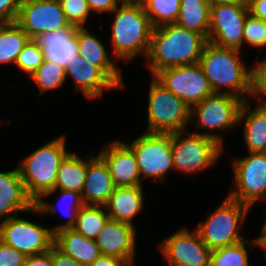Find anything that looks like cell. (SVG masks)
Here are the masks:
<instances>
[{"mask_svg":"<svg viewBox=\"0 0 266 266\" xmlns=\"http://www.w3.org/2000/svg\"><path fill=\"white\" fill-rule=\"evenodd\" d=\"M142 5L152 26L155 28L176 22L181 0H143Z\"/></svg>","mask_w":266,"mask_h":266,"instance_id":"obj_32","label":"cell"},{"mask_svg":"<svg viewBox=\"0 0 266 266\" xmlns=\"http://www.w3.org/2000/svg\"><path fill=\"white\" fill-rule=\"evenodd\" d=\"M111 13L116 14L112 25L116 60L129 61L139 54L146 57L154 27L142 3H121Z\"/></svg>","mask_w":266,"mask_h":266,"instance_id":"obj_3","label":"cell"},{"mask_svg":"<svg viewBox=\"0 0 266 266\" xmlns=\"http://www.w3.org/2000/svg\"><path fill=\"white\" fill-rule=\"evenodd\" d=\"M252 97H256L257 106L266 108V58L253 67ZM262 94V95H261ZM263 96V97H262ZM265 96V97H264Z\"/></svg>","mask_w":266,"mask_h":266,"instance_id":"obj_37","label":"cell"},{"mask_svg":"<svg viewBox=\"0 0 266 266\" xmlns=\"http://www.w3.org/2000/svg\"><path fill=\"white\" fill-rule=\"evenodd\" d=\"M127 145L135 154L141 181L155 177L164 182L168 170L174 169L172 133L145 132Z\"/></svg>","mask_w":266,"mask_h":266,"instance_id":"obj_9","label":"cell"},{"mask_svg":"<svg viewBox=\"0 0 266 266\" xmlns=\"http://www.w3.org/2000/svg\"><path fill=\"white\" fill-rule=\"evenodd\" d=\"M109 145L103 147L98 155L107 164L115 187L142 186L133 150L119 140Z\"/></svg>","mask_w":266,"mask_h":266,"instance_id":"obj_16","label":"cell"},{"mask_svg":"<svg viewBox=\"0 0 266 266\" xmlns=\"http://www.w3.org/2000/svg\"><path fill=\"white\" fill-rule=\"evenodd\" d=\"M39 87L40 94L60 88L65 80V68L61 65L44 60L42 65L30 76Z\"/></svg>","mask_w":266,"mask_h":266,"instance_id":"obj_33","label":"cell"},{"mask_svg":"<svg viewBox=\"0 0 266 266\" xmlns=\"http://www.w3.org/2000/svg\"><path fill=\"white\" fill-rule=\"evenodd\" d=\"M65 75L71 76L75 87L88 99L101 97L104 90L121 87L101 68L77 55L65 66Z\"/></svg>","mask_w":266,"mask_h":266,"instance_id":"obj_17","label":"cell"},{"mask_svg":"<svg viewBox=\"0 0 266 266\" xmlns=\"http://www.w3.org/2000/svg\"><path fill=\"white\" fill-rule=\"evenodd\" d=\"M160 251L170 266H210L211 250L196 229L181 228L167 236Z\"/></svg>","mask_w":266,"mask_h":266,"instance_id":"obj_15","label":"cell"},{"mask_svg":"<svg viewBox=\"0 0 266 266\" xmlns=\"http://www.w3.org/2000/svg\"><path fill=\"white\" fill-rule=\"evenodd\" d=\"M236 188L228 197L250 208L257 200L266 199V152L249 153L233 161Z\"/></svg>","mask_w":266,"mask_h":266,"instance_id":"obj_10","label":"cell"},{"mask_svg":"<svg viewBox=\"0 0 266 266\" xmlns=\"http://www.w3.org/2000/svg\"><path fill=\"white\" fill-rule=\"evenodd\" d=\"M210 6L216 4H247L248 0H208Z\"/></svg>","mask_w":266,"mask_h":266,"instance_id":"obj_45","label":"cell"},{"mask_svg":"<svg viewBox=\"0 0 266 266\" xmlns=\"http://www.w3.org/2000/svg\"><path fill=\"white\" fill-rule=\"evenodd\" d=\"M16 23L31 39L71 26L59 0H22Z\"/></svg>","mask_w":266,"mask_h":266,"instance_id":"obj_14","label":"cell"},{"mask_svg":"<svg viewBox=\"0 0 266 266\" xmlns=\"http://www.w3.org/2000/svg\"><path fill=\"white\" fill-rule=\"evenodd\" d=\"M250 209L248 205L226 196L222 204L195 229L211 251L237 244L245 240L244 236L239 235V228Z\"/></svg>","mask_w":266,"mask_h":266,"instance_id":"obj_5","label":"cell"},{"mask_svg":"<svg viewBox=\"0 0 266 266\" xmlns=\"http://www.w3.org/2000/svg\"><path fill=\"white\" fill-rule=\"evenodd\" d=\"M52 262L53 266H85L78 263L70 256L63 254L55 246L52 247Z\"/></svg>","mask_w":266,"mask_h":266,"instance_id":"obj_42","label":"cell"},{"mask_svg":"<svg viewBox=\"0 0 266 266\" xmlns=\"http://www.w3.org/2000/svg\"><path fill=\"white\" fill-rule=\"evenodd\" d=\"M239 51L207 41L199 65L214 93H226L248 101L247 96L252 95L253 68L246 69L240 60Z\"/></svg>","mask_w":266,"mask_h":266,"instance_id":"obj_2","label":"cell"},{"mask_svg":"<svg viewBox=\"0 0 266 266\" xmlns=\"http://www.w3.org/2000/svg\"><path fill=\"white\" fill-rule=\"evenodd\" d=\"M244 42L256 48H266V21L248 14L244 24Z\"/></svg>","mask_w":266,"mask_h":266,"instance_id":"obj_35","label":"cell"},{"mask_svg":"<svg viewBox=\"0 0 266 266\" xmlns=\"http://www.w3.org/2000/svg\"><path fill=\"white\" fill-rule=\"evenodd\" d=\"M248 14L247 4L211 5L208 41L221 47L240 50Z\"/></svg>","mask_w":266,"mask_h":266,"instance_id":"obj_13","label":"cell"},{"mask_svg":"<svg viewBox=\"0 0 266 266\" xmlns=\"http://www.w3.org/2000/svg\"><path fill=\"white\" fill-rule=\"evenodd\" d=\"M247 7L250 15L266 21V0H248Z\"/></svg>","mask_w":266,"mask_h":266,"instance_id":"obj_43","label":"cell"},{"mask_svg":"<svg viewBox=\"0 0 266 266\" xmlns=\"http://www.w3.org/2000/svg\"><path fill=\"white\" fill-rule=\"evenodd\" d=\"M27 256L0 240V266H25Z\"/></svg>","mask_w":266,"mask_h":266,"instance_id":"obj_38","label":"cell"},{"mask_svg":"<svg viewBox=\"0 0 266 266\" xmlns=\"http://www.w3.org/2000/svg\"><path fill=\"white\" fill-rule=\"evenodd\" d=\"M109 219L104 205H84L78 212L76 223L72 229L85 238L95 240Z\"/></svg>","mask_w":266,"mask_h":266,"instance_id":"obj_30","label":"cell"},{"mask_svg":"<svg viewBox=\"0 0 266 266\" xmlns=\"http://www.w3.org/2000/svg\"><path fill=\"white\" fill-rule=\"evenodd\" d=\"M7 215L0 224V240L10 245L26 256L48 252L54 246V234L48 228L28 221Z\"/></svg>","mask_w":266,"mask_h":266,"instance_id":"obj_12","label":"cell"},{"mask_svg":"<svg viewBox=\"0 0 266 266\" xmlns=\"http://www.w3.org/2000/svg\"><path fill=\"white\" fill-rule=\"evenodd\" d=\"M89 8L92 12L99 14L111 13L119 4V0H87Z\"/></svg>","mask_w":266,"mask_h":266,"instance_id":"obj_40","label":"cell"},{"mask_svg":"<svg viewBox=\"0 0 266 266\" xmlns=\"http://www.w3.org/2000/svg\"><path fill=\"white\" fill-rule=\"evenodd\" d=\"M258 246L264 248L265 250V257H266V234L260 235V237H257Z\"/></svg>","mask_w":266,"mask_h":266,"instance_id":"obj_46","label":"cell"},{"mask_svg":"<svg viewBox=\"0 0 266 266\" xmlns=\"http://www.w3.org/2000/svg\"><path fill=\"white\" fill-rule=\"evenodd\" d=\"M244 101L240 109L238 123L245 120L244 139L249 153L266 152V108L256 106L250 108V103Z\"/></svg>","mask_w":266,"mask_h":266,"instance_id":"obj_25","label":"cell"},{"mask_svg":"<svg viewBox=\"0 0 266 266\" xmlns=\"http://www.w3.org/2000/svg\"><path fill=\"white\" fill-rule=\"evenodd\" d=\"M148 94L146 132L174 133L186 131L191 123V108L151 76Z\"/></svg>","mask_w":266,"mask_h":266,"instance_id":"obj_6","label":"cell"},{"mask_svg":"<svg viewBox=\"0 0 266 266\" xmlns=\"http://www.w3.org/2000/svg\"><path fill=\"white\" fill-rule=\"evenodd\" d=\"M43 61V49L34 39H30L19 53L15 65L30 77L42 65Z\"/></svg>","mask_w":266,"mask_h":266,"instance_id":"obj_34","label":"cell"},{"mask_svg":"<svg viewBox=\"0 0 266 266\" xmlns=\"http://www.w3.org/2000/svg\"><path fill=\"white\" fill-rule=\"evenodd\" d=\"M71 25L84 27L91 12L87 0H59Z\"/></svg>","mask_w":266,"mask_h":266,"instance_id":"obj_36","label":"cell"},{"mask_svg":"<svg viewBox=\"0 0 266 266\" xmlns=\"http://www.w3.org/2000/svg\"><path fill=\"white\" fill-rule=\"evenodd\" d=\"M76 40L79 46V56L85 58L91 64L101 67L120 87H125L120 69L115 61L110 58L104 45L85 27L76 28Z\"/></svg>","mask_w":266,"mask_h":266,"instance_id":"obj_22","label":"cell"},{"mask_svg":"<svg viewBox=\"0 0 266 266\" xmlns=\"http://www.w3.org/2000/svg\"><path fill=\"white\" fill-rule=\"evenodd\" d=\"M59 190H60V195H61L60 196L61 201H58V206L60 208L61 207L63 208L62 204L61 206L59 205L60 202L61 203L65 202L63 204L68 205L65 207V210L63 209L62 211H64V214H67L69 218L66 223H63L62 225H58V226L51 228V231L53 234H56L64 229L73 228L76 223L78 212L85 205L83 202L81 193H78L75 191L62 190V189H59ZM57 209L59 208H57L56 206L48 202H44L43 199H38L34 203V207L29 212H33V213L36 212L41 215L47 214V213L53 214V213H56ZM67 211H69L70 213H68Z\"/></svg>","mask_w":266,"mask_h":266,"instance_id":"obj_28","label":"cell"},{"mask_svg":"<svg viewBox=\"0 0 266 266\" xmlns=\"http://www.w3.org/2000/svg\"><path fill=\"white\" fill-rule=\"evenodd\" d=\"M34 201L28 196L18 166L0 172V220L16 211H30Z\"/></svg>","mask_w":266,"mask_h":266,"instance_id":"obj_21","label":"cell"},{"mask_svg":"<svg viewBox=\"0 0 266 266\" xmlns=\"http://www.w3.org/2000/svg\"><path fill=\"white\" fill-rule=\"evenodd\" d=\"M115 185L105 161L98 155L87 154V173L81 192L85 205H105Z\"/></svg>","mask_w":266,"mask_h":266,"instance_id":"obj_19","label":"cell"},{"mask_svg":"<svg viewBox=\"0 0 266 266\" xmlns=\"http://www.w3.org/2000/svg\"><path fill=\"white\" fill-rule=\"evenodd\" d=\"M223 148L215 140L196 132H174L171 145L174 169L190 175L199 173L215 165L224 151Z\"/></svg>","mask_w":266,"mask_h":266,"instance_id":"obj_7","label":"cell"},{"mask_svg":"<svg viewBox=\"0 0 266 266\" xmlns=\"http://www.w3.org/2000/svg\"><path fill=\"white\" fill-rule=\"evenodd\" d=\"M31 38L16 23H0V64H15Z\"/></svg>","mask_w":266,"mask_h":266,"instance_id":"obj_29","label":"cell"},{"mask_svg":"<svg viewBox=\"0 0 266 266\" xmlns=\"http://www.w3.org/2000/svg\"><path fill=\"white\" fill-rule=\"evenodd\" d=\"M143 187H115L104 205L112 220L133 225L132 219L142 210L144 204Z\"/></svg>","mask_w":266,"mask_h":266,"instance_id":"obj_23","label":"cell"},{"mask_svg":"<svg viewBox=\"0 0 266 266\" xmlns=\"http://www.w3.org/2000/svg\"><path fill=\"white\" fill-rule=\"evenodd\" d=\"M76 28L71 25L68 28L46 32L34 38L39 47L43 49L44 60L65 68L72 57L79 55Z\"/></svg>","mask_w":266,"mask_h":266,"instance_id":"obj_20","label":"cell"},{"mask_svg":"<svg viewBox=\"0 0 266 266\" xmlns=\"http://www.w3.org/2000/svg\"><path fill=\"white\" fill-rule=\"evenodd\" d=\"M246 244L258 246L257 238L212 250L210 266H249Z\"/></svg>","mask_w":266,"mask_h":266,"instance_id":"obj_31","label":"cell"},{"mask_svg":"<svg viewBox=\"0 0 266 266\" xmlns=\"http://www.w3.org/2000/svg\"><path fill=\"white\" fill-rule=\"evenodd\" d=\"M54 246L85 266H89L102 255L95 240L85 238L72 228L54 234Z\"/></svg>","mask_w":266,"mask_h":266,"instance_id":"obj_24","label":"cell"},{"mask_svg":"<svg viewBox=\"0 0 266 266\" xmlns=\"http://www.w3.org/2000/svg\"><path fill=\"white\" fill-rule=\"evenodd\" d=\"M136 232L132 224L109 219L95 241L102 255L125 259L133 266Z\"/></svg>","mask_w":266,"mask_h":266,"instance_id":"obj_18","label":"cell"},{"mask_svg":"<svg viewBox=\"0 0 266 266\" xmlns=\"http://www.w3.org/2000/svg\"><path fill=\"white\" fill-rule=\"evenodd\" d=\"M210 4L208 0H181L176 24L202 34L208 41Z\"/></svg>","mask_w":266,"mask_h":266,"instance_id":"obj_27","label":"cell"},{"mask_svg":"<svg viewBox=\"0 0 266 266\" xmlns=\"http://www.w3.org/2000/svg\"><path fill=\"white\" fill-rule=\"evenodd\" d=\"M244 101L226 93H214L201 102L193 105L190 112V120L196 119V127L208 129V131L197 134L215 140L223 147V139L218 133L209 130H228L239 125L238 118ZM196 116V117H195Z\"/></svg>","mask_w":266,"mask_h":266,"instance_id":"obj_8","label":"cell"},{"mask_svg":"<svg viewBox=\"0 0 266 266\" xmlns=\"http://www.w3.org/2000/svg\"><path fill=\"white\" fill-rule=\"evenodd\" d=\"M153 77L190 108L214 94L199 63L160 70Z\"/></svg>","mask_w":266,"mask_h":266,"instance_id":"obj_11","label":"cell"},{"mask_svg":"<svg viewBox=\"0 0 266 266\" xmlns=\"http://www.w3.org/2000/svg\"><path fill=\"white\" fill-rule=\"evenodd\" d=\"M85 158L70 152L60 164L55 189L44 193L39 199L55 194L58 189L81 193L87 173V155Z\"/></svg>","mask_w":266,"mask_h":266,"instance_id":"obj_26","label":"cell"},{"mask_svg":"<svg viewBox=\"0 0 266 266\" xmlns=\"http://www.w3.org/2000/svg\"><path fill=\"white\" fill-rule=\"evenodd\" d=\"M22 0H0V23L16 22Z\"/></svg>","mask_w":266,"mask_h":266,"instance_id":"obj_39","label":"cell"},{"mask_svg":"<svg viewBox=\"0 0 266 266\" xmlns=\"http://www.w3.org/2000/svg\"><path fill=\"white\" fill-rule=\"evenodd\" d=\"M261 234H266V220H265V222L263 224Z\"/></svg>","mask_w":266,"mask_h":266,"instance_id":"obj_48","label":"cell"},{"mask_svg":"<svg viewBox=\"0 0 266 266\" xmlns=\"http://www.w3.org/2000/svg\"><path fill=\"white\" fill-rule=\"evenodd\" d=\"M206 42L202 34L176 23L155 27L145 58L151 76L167 68L199 63Z\"/></svg>","mask_w":266,"mask_h":266,"instance_id":"obj_1","label":"cell"},{"mask_svg":"<svg viewBox=\"0 0 266 266\" xmlns=\"http://www.w3.org/2000/svg\"><path fill=\"white\" fill-rule=\"evenodd\" d=\"M25 266H53L52 248L43 254L27 256Z\"/></svg>","mask_w":266,"mask_h":266,"instance_id":"obj_41","label":"cell"},{"mask_svg":"<svg viewBox=\"0 0 266 266\" xmlns=\"http://www.w3.org/2000/svg\"><path fill=\"white\" fill-rule=\"evenodd\" d=\"M121 3H142L143 0H119Z\"/></svg>","mask_w":266,"mask_h":266,"instance_id":"obj_47","label":"cell"},{"mask_svg":"<svg viewBox=\"0 0 266 266\" xmlns=\"http://www.w3.org/2000/svg\"><path fill=\"white\" fill-rule=\"evenodd\" d=\"M89 266H132L127 260L119 257H109L101 255Z\"/></svg>","mask_w":266,"mask_h":266,"instance_id":"obj_44","label":"cell"},{"mask_svg":"<svg viewBox=\"0 0 266 266\" xmlns=\"http://www.w3.org/2000/svg\"><path fill=\"white\" fill-rule=\"evenodd\" d=\"M65 136L61 135L37 148L18 165L28 196L34 203L44 194L55 189L61 162L70 153Z\"/></svg>","mask_w":266,"mask_h":266,"instance_id":"obj_4","label":"cell"}]
</instances>
